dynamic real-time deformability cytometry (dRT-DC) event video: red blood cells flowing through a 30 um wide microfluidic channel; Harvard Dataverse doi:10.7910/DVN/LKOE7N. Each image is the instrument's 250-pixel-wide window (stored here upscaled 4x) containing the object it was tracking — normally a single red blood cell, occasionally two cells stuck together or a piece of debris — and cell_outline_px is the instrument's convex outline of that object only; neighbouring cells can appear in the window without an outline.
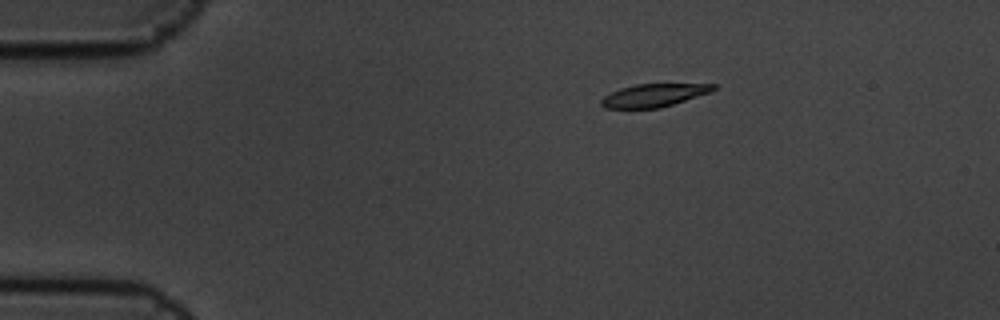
{"species": "common noctule bat (a hibernating species)", "species_latin": "Nyctalus noctula", "temperature_condition": "cold", "stored_images_in_passage": 10, "camera_frame_rate_fps": 3000, "um_per_image_px": 0.085, "animal": {"sex": "male", "body_mass_g": 19.5, "forearm_length_mm": 54.6}, "frame": {"image": 1, "passage_image": 3, "time_ms": 0.667, "image_size_px": [1000, 320], "cell_outline_px": [[716, 88], [712, 92], [660, 108], [604, 108], [600, 104], [600, 100], [604, 96], [620, 88], [636, 84], [716, 84]], "centroid_in_image_um": [55.58, 8.1], "position_along_channel_um": 29.4, "area_um2": 14.97}}
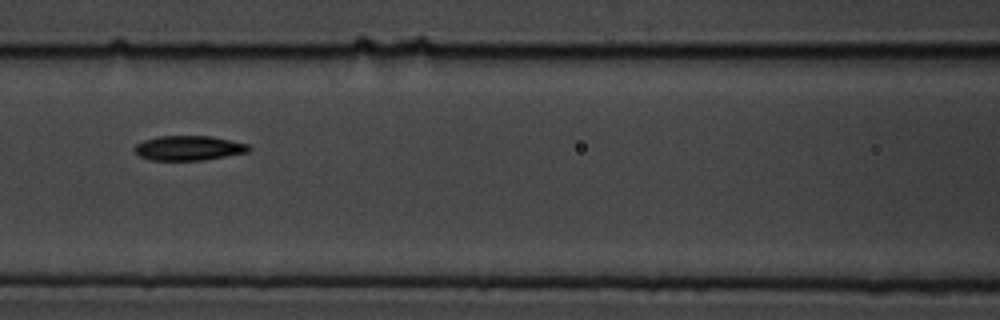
{"frame": {"image": 2, "passage_image": 7, "time_ms": 2.0, "image_size_px": [1000, 320], "cell_outline_px": [[252, 148], [248, 152], [204, 160], [152, 160], [140, 156], [132, 148], [136, 144], [144, 140], [160, 136], [212, 136], [248, 144]], "centroid_in_image_um": [16.05, 12.58], "position_along_channel_um": 150.6, "area_um2": 16.42}}
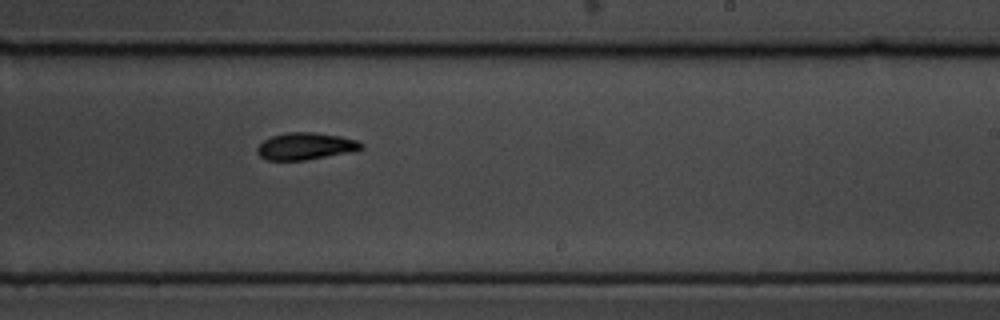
{"frame": {"image": 3, "passage_image": 10, "time_ms": 3.0, "image_size_px": [1000, 320], "cell_outline_px": [[364, 148], [356, 152], [304, 160], [268, 160], [260, 156], [256, 152], [256, 148], [264, 140], [272, 136], [288, 132], [312, 132], [340, 136], [356, 140], [364, 144]], "centroid_in_image_um": [26.02, 12.43], "position_along_channel_um": 263.0, "area_um2": 16.53}}